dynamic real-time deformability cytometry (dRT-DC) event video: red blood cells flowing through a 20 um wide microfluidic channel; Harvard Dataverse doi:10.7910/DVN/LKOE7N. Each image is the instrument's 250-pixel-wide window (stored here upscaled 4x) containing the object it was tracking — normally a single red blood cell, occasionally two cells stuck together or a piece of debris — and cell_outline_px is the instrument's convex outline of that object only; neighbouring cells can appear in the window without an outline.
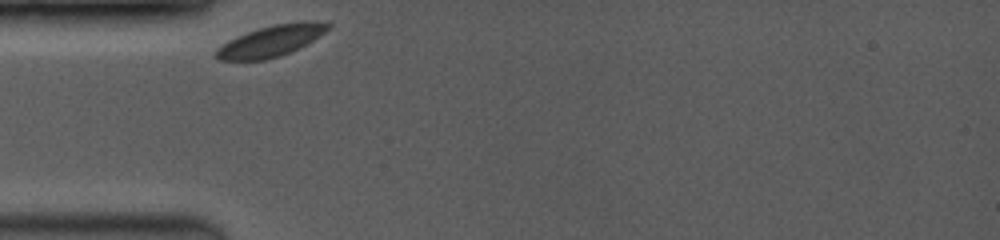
{"species": "common noctule bat (a hibernating species)", "species_latin": "Nyctalus noctula", "temperature_condition": "room temperature", "stored_images_in_passage": 23, "camera_frame_rate_fps": 3500, "um_per_image_px": 0.085, "animal": {"sex": "female", "body_mass_g": 19.0, "forearm_length_mm": 53.3}, "frame": {"image": 1, "passage_image": 1, "time_ms": 0.0, "image_size_px": [1000, 240], "cell_outline_px": [[332, 24], [324, 32], [312, 40], [280, 56], [264, 60], [220, 60], [216, 56], [216, 48], [236, 36], [272, 24], [300, 20], [316, 20]], "centroid_in_image_um": [23.04, 3.45], "position_along_channel_um": 62.0, "area_um2": 20.11}}
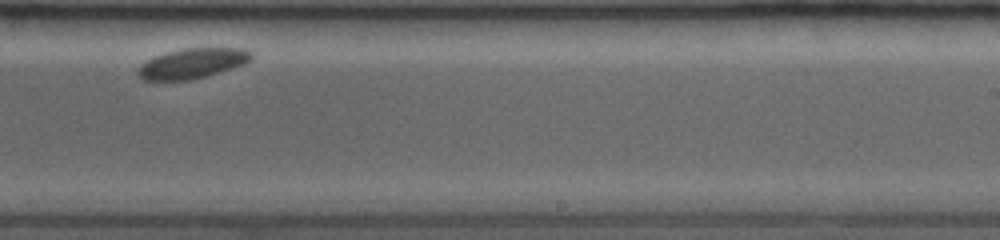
{"frame": {"image": 2, "passage_image": 14, "time_ms": 6.0, "image_size_px": [1000, 240], "cell_outline_px": [[252, 56], [244, 64], [192, 80], [144, 80], [136, 72], [136, 68], [140, 64], [164, 52], [180, 48], [244, 48], [252, 52]], "centroid_in_image_um": [16.31, 5.37], "position_along_channel_um": 272.7, "area_um2": 19.83}}
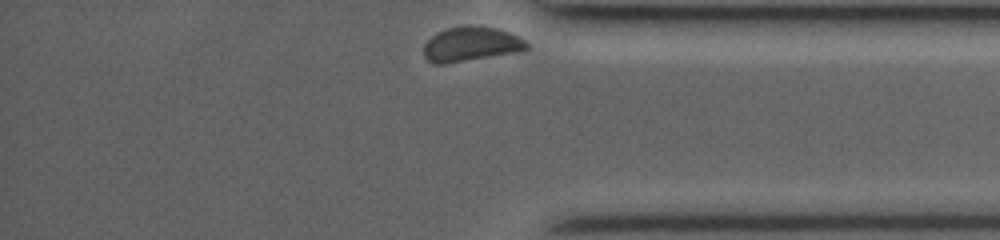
{"frame": {"image": 3, "passage_image": 23, "time_ms": 9.429, "image_size_px": [1000, 240], "cell_outline_px": [[528, 48], [520, 52], [444, 64], [436, 64], [428, 60], [424, 56], [424, 44], [436, 32], [448, 28], [468, 24], [496, 28], [520, 36], [528, 44]], "centroid_in_image_um": [40.05, 3.75], "position_along_channel_um": 395.2, "area_um2": 20.92}}